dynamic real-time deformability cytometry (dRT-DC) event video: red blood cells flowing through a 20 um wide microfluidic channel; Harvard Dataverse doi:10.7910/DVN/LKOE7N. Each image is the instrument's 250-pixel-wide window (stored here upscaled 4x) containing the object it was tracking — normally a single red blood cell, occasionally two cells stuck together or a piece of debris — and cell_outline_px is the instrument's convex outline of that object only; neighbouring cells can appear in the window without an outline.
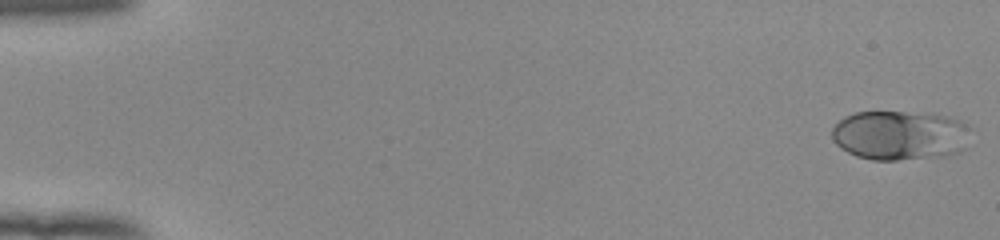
{"species": "human", "species_latin": "Homo sapiens", "temperature_condition": "room temperature", "stored_images_in_passage": 53, "camera_frame_rate_fps": 3000, "um_per_image_px": 0.085, "donor": {"sex": "female"}, "frame": {"image": 1, "passage_image": 1, "time_ms": 0.0, "image_size_px": [1000, 240], "cell_outline_px": [[968, 148], [960, 152], [948, 156], [896, 160], [872, 160], [856, 156], [840, 148], [832, 140], [832, 128], [844, 116], [856, 112], [928, 112], [948, 116], [960, 120], [968, 128]], "centroid_in_image_um": [76.52, 11.5], "position_along_channel_um": 8.5, "area_um2": 40.69}}
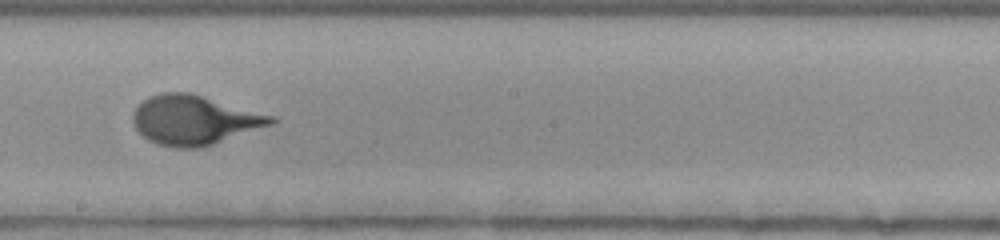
{"frame": {"image": 2, "passage_image": 31, "time_ms": 10.0, "image_size_px": [1000, 240], "cell_outline_px": [[280, 120], [272, 124], [200, 148], [176, 148], [156, 144], [148, 140], [132, 124], [132, 112], [148, 96], [160, 92], [188, 92], [276, 116]], "centroid_in_image_um": [16.5, 10.2], "position_along_channel_um": 231.7, "area_um2": 39.71}}
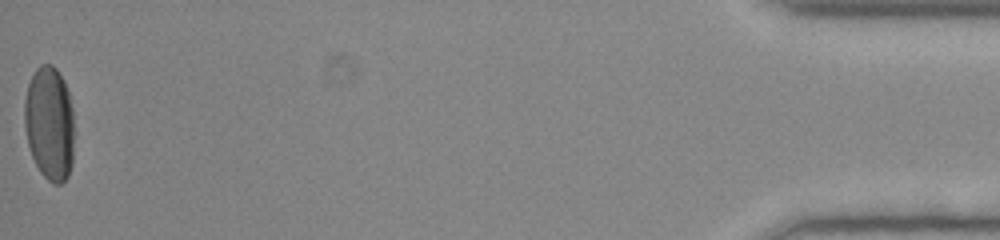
{"frame": {"image": 3, "passage_image": 53, "time_ms": 17.333, "image_size_px": [1000, 240], "cell_outline_px": [[72, 164], [68, 176], [60, 184], [52, 184], [40, 172], [32, 156], [28, 144], [24, 128], [24, 100], [28, 84], [36, 68], [40, 64], [52, 64], [56, 68], [64, 80], [68, 92], [72, 108]], "centroid_in_image_um": [4.18, 10.47], "position_along_channel_um": 431.0, "area_um2": 33.06}}